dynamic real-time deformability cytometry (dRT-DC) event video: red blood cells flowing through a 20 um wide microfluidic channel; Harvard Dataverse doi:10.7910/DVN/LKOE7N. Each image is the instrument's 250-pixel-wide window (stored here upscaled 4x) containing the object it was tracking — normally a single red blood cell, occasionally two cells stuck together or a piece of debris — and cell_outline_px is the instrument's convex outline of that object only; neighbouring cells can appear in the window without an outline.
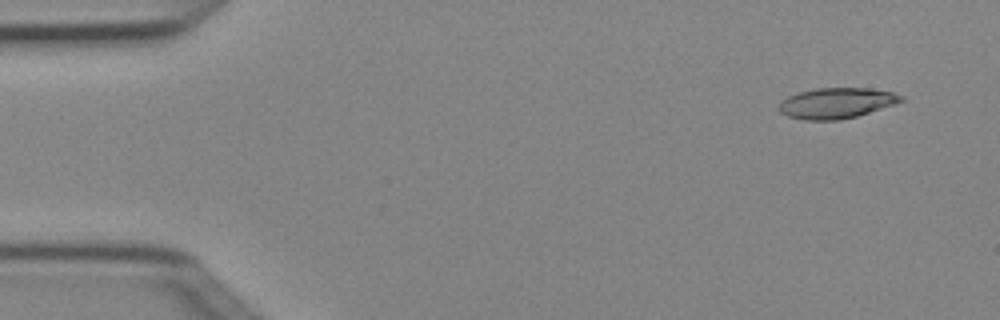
{"species": "Egyptian fruit bat (a non-hibernating species)", "species_latin": "Rousettus aegyptiacus", "temperature_condition": "cold", "stored_images_in_passage": 5, "camera_frame_rate_fps": 3000, "um_per_image_px": 0.085, "animal": {"sex": "female"}, "frame": {"image": 1, "passage_image": 2, "time_ms": 0.333, "image_size_px": [1000, 320], "cell_outline_px": [[904, 100], [856, 116], [840, 120], [804, 120], [788, 116], [780, 112], [780, 104], [788, 96], [800, 92], [816, 88], [868, 88], [892, 92], [904, 96]], "centroid_in_image_um": [71.09, 8.76], "position_along_channel_um": 13.9, "area_um2": 21.39}}
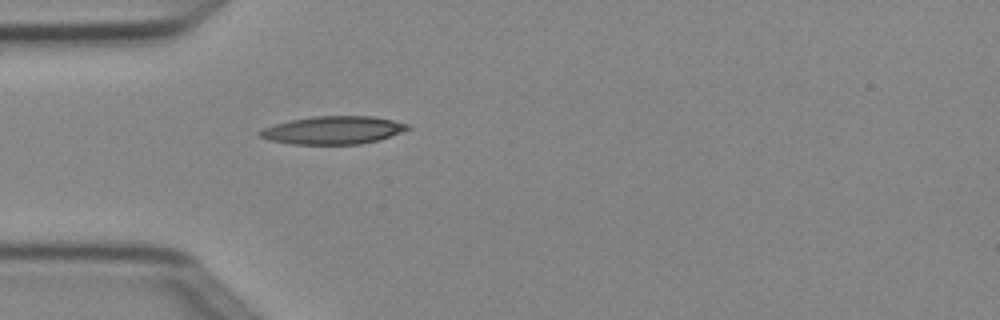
{"frame": {"image": 2, "passage_image": 5, "time_ms": 1.333, "image_size_px": [1000, 320], "cell_outline_px": [[412, 128], [376, 140], [360, 144], [292, 144], [268, 140], [260, 136], [256, 132], [264, 128], [276, 124], [292, 120], [312, 116], [372, 116], [412, 124]], "centroid_in_image_um": [28.32, 11.06], "position_along_channel_um": 56.7, "area_um2": 23.93}}